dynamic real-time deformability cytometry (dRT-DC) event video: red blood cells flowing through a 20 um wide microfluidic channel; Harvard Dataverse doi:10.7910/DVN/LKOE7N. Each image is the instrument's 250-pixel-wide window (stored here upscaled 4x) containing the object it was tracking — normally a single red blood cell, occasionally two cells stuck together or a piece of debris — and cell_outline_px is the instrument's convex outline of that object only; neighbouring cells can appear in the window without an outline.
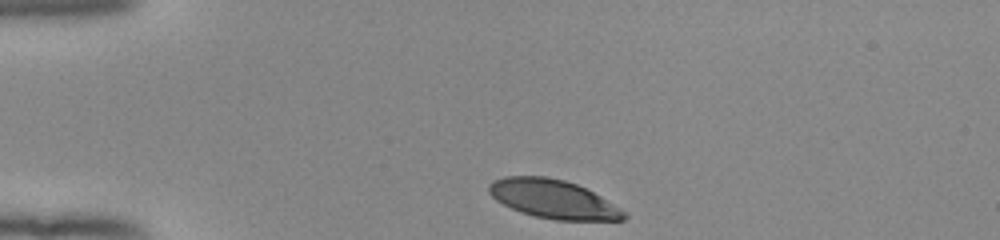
{"species": "human", "species_latin": "Homo sapiens", "temperature_condition": "room temperature", "stored_images_in_passage": 33, "camera_frame_rate_fps": 3000, "um_per_image_px": 0.085, "donor": {"sex": "female"}, "frame": {"image": 1, "passage_image": 1, "time_ms": 0.0, "image_size_px": [1000, 240], "cell_outline_px": [[628, 216], [624, 220], [556, 220], [536, 216], [520, 212], [496, 200], [488, 192], [488, 184], [492, 180], [504, 176], [544, 176], [564, 180], [576, 184], [600, 196], [628, 212]], "centroid_in_image_um": [47.02, 16.92], "position_along_channel_um": 38.0, "area_um2": 30.4}}
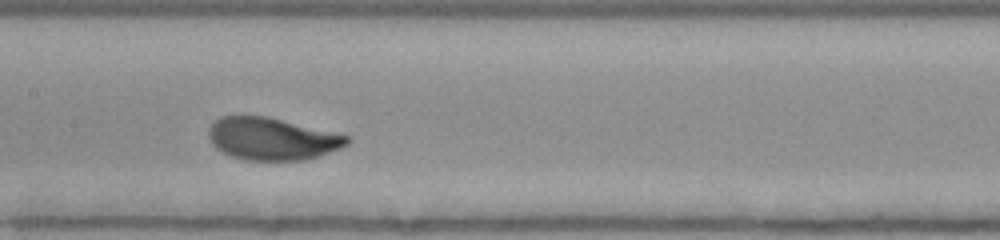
{"frame": {"image": 2, "passage_image": 16, "time_ms": 5.0, "image_size_px": [1000, 240], "cell_outline_px": [[352, 140], [348, 144], [340, 148], [320, 156], [304, 160], [244, 160], [232, 156], [216, 148], [212, 144], [208, 136], [208, 128], [220, 116], [268, 116], [348, 136]], "centroid_in_image_um": [23.11, 11.8], "position_along_channel_um": 184.3, "area_um2": 34.04}}
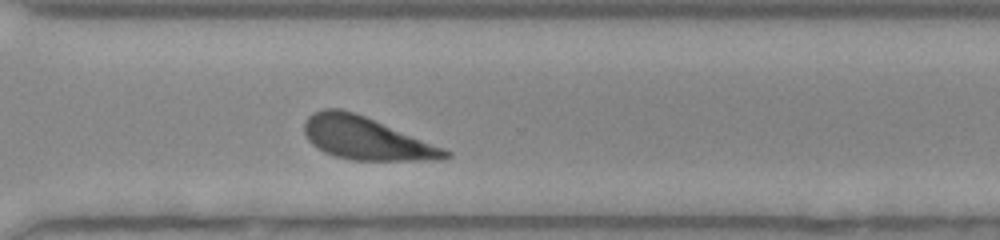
{"frame": {"image": 3, "passage_image": 28, "time_ms": 9.0, "image_size_px": [1000, 240], "cell_outline_px": [[452, 156], [440, 160], [352, 160], [336, 156], [324, 152], [316, 148], [308, 140], [304, 132], [304, 124], [308, 116], [312, 112], [324, 108], [340, 108], [364, 116], [444, 148], [452, 152]], "centroid_in_image_um": [31.09, 11.76], "position_along_channel_um": 339.5, "area_um2": 34.8}, "authors_computed_cell_mechanics": {"area_um2": 34.1598, "velocity_mm_per_s": 3.8903, "shape_relaxation_time_tau1_ms": 2.2279, "shape_relaxation_time_tau2_ms": null, "deformation_change_tau1": 0.1413, "deformation_change_tau2": null}}